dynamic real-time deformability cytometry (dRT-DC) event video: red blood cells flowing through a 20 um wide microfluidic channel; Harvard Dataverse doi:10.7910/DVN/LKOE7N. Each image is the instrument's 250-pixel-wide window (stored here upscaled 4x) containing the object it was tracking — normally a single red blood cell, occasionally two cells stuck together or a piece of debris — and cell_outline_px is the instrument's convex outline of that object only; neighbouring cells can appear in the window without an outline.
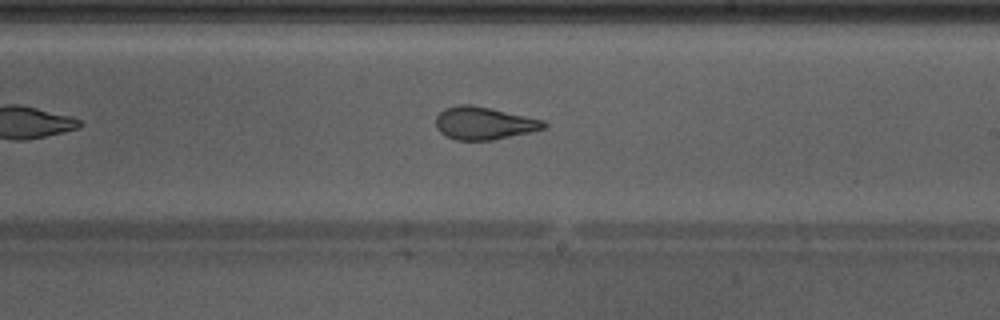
{"species": "Egyptian fruit bat (a non-hibernating species)", "species_latin": "Rousettus aegyptiacus", "temperature_condition": "warm", "stored_images_in_passage": 30, "camera_frame_rate_fps": 3000, "um_per_image_px": 0.085, "animal": {"sex": "male"}, "frame": {"image": 1, "passage_image": 13, "time_ms": 4.0, "image_size_px": [1000, 320], "cell_outline_px": [[548, 124], [544, 128], [528, 132], [492, 140], [456, 140], [440, 132], [436, 128], [436, 116], [444, 108], [460, 104], [472, 104], [544, 120]], "centroid_in_image_um": [41.11, 10.46], "position_along_channel_um": 247.9, "area_um2": 20.4}}